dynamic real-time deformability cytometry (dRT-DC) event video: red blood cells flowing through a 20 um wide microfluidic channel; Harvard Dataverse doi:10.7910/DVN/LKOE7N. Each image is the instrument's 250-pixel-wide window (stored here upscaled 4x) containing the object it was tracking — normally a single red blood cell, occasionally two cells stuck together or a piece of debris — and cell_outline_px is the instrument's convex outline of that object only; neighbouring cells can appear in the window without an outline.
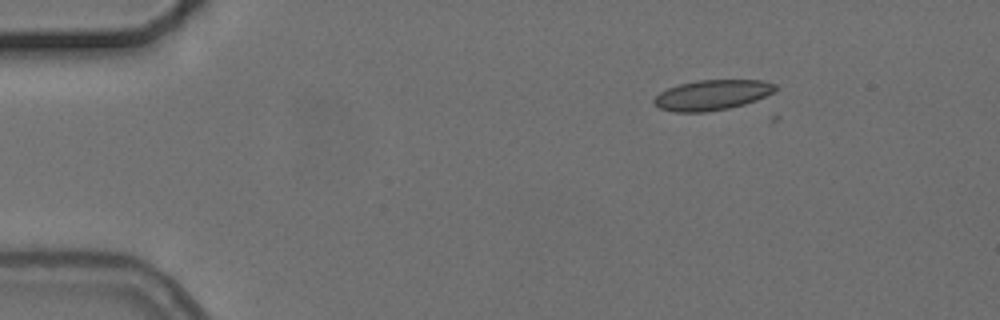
{"species": "common noctule bat (a hibernating species)", "species_latin": "Nyctalus noctula", "temperature_condition": "cold", "stored_images_in_passage": 5, "camera_frame_rate_fps": 3000, "um_per_image_px": 0.085, "animal": {"sex": "female", "body_mass_g": 24.6, "forearm_length_mm": 56.2}, "frame": {"image": 1, "passage_image": 3, "time_ms": 2.333, "image_size_px": [1000, 320], "cell_outline_px": [[780, 88], [756, 100], [744, 104], [728, 108], [708, 112], [676, 112], [660, 108], [652, 104], [652, 100], [660, 92], [668, 88], [680, 84], [696, 80], [760, 80], [776, 84]], "centroid_in_image_um": [60.51, 8.07], "position_along_channel_um": 24.5, "area_um2": 21.39}}